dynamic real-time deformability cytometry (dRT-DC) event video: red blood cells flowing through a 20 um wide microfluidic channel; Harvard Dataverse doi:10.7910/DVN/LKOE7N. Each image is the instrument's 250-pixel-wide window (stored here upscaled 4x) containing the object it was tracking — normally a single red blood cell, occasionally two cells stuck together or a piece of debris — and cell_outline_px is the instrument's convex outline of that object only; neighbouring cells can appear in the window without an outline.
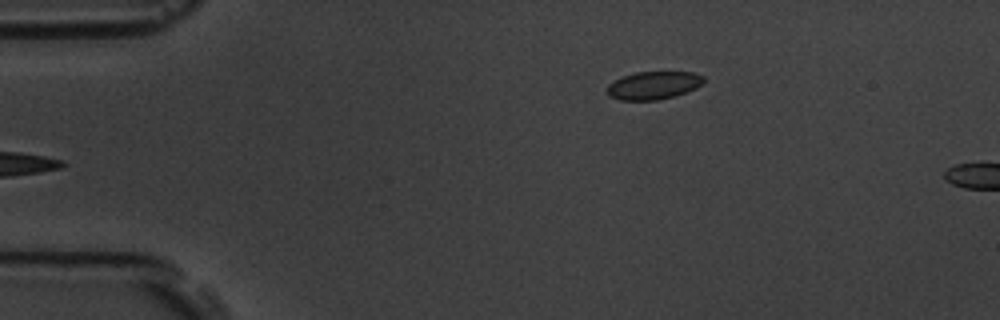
{"species": "common noctule bat (a hibernating species)", "species_latin": "Nyctalus noctula", "temperature_condition": "room temperature", "stored_images_in_passage": 5, "camera_frame_rate_fps": 3000, "um_per_image_px": 0.085, "animal": {"sex": "male", "body_mass_g": 19.5, "forearm_length_mm": 54.6}, "frame": {"image": 1, "passage_image": 5, "time_ms": 4.667, "image_size_px": [1000, 320], "cell_outline_px": [[704, 84], [696, 88], [676, 96], [660, 100], [620, 100], [608, 96], [604, 88], [608, 84], [624, 76], [636, 72], [696, 72], [704, 76]], "centroid_in_image_um": [55.55, 7.26], "position_along_channel_um": 29.4, "area_um2": 16.01}}